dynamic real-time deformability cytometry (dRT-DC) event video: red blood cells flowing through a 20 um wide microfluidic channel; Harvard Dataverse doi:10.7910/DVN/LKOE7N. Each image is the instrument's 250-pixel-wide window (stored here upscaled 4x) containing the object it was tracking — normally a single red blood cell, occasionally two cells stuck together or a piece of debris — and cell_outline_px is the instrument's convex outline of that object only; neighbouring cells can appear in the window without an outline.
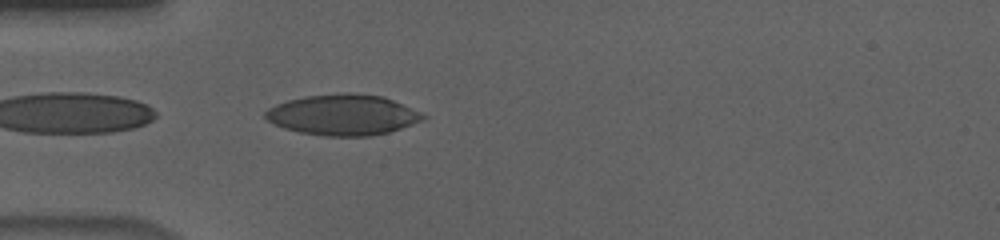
{"species": "human", "species_latin": "Homo sapiens", "temperature_condition": "cold", "stored_images_in_passage": 25, "camera_frame_rate_fps": 3000, "um_per_image_px": 0.085, "donor": {"sex": "male"}, "frame": {"image": 1, "passage_image": 1, "time_ms": 0.0, "image_size_px": [1000, 240], "cell_outline_px": [[428, 116], [424, 120], [388, 132], [368, 136], [324, 136], [300, 132], [284, 128], [268, 120], [264, 116], [264, 112], [268, 108], [276, 104], [288, 100], [304, 96], [344, 92], [348, 92], [384, 96], [420, 112]], "centroid_in_image_um": [29.14, 9.75], "position_along_channel_um": 55.9, "area_um2": 37.4}}